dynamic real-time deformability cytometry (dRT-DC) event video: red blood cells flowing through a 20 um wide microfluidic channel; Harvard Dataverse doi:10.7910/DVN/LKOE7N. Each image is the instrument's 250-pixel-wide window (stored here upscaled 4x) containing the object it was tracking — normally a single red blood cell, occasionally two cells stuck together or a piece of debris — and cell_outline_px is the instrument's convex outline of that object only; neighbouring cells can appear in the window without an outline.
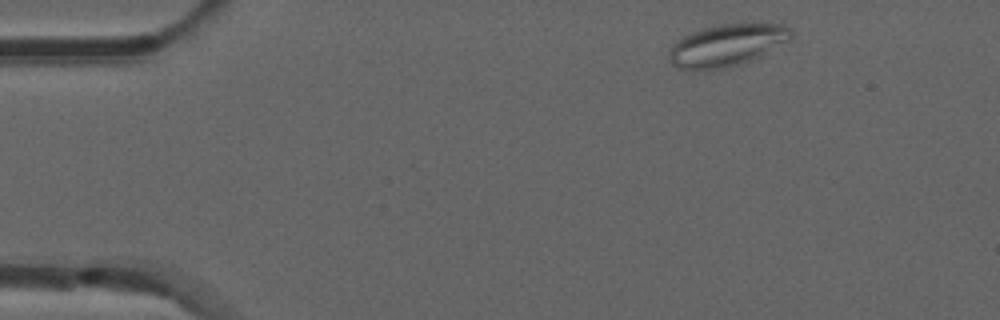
{"species": "common noctule bat (a hibernating species)", "species_latin": "Nyctalus noctula", "temperature_condition": "room temperature", "stored_images_in_passage": 47, "camera_frame_rate_fps": 3000, "um_per_image_px": 0.085, "animal": {"sex": "male", "forearm_length_mm": 52.5}, "frame": {"image": 1, "passage_image": 1, "time_ms": 0.0, "image_size_px": [1000, 320], "cell_outline_px": [[792, 40], [752, 60], [740, 64], [724, 68], [692, 72], [676, 68], [668, 60], [668, 52], [672, 44], [676, 40], [692, 32], [704, 28], [720, 24], [784, 24], [792, 28]], "centroid_in_image_um": [61.76, 3.87], "position_along_channel_um": 23.2, "area_um2": 30.46}}
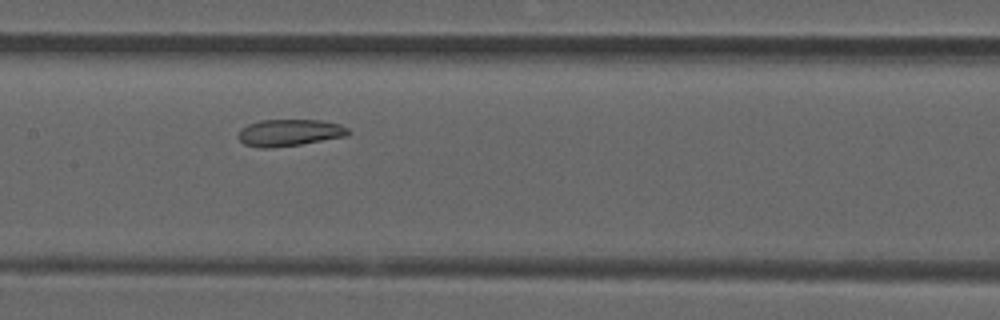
{"frame": {"image": 2, "passage_image": 20, "time_ms": 6.333, "image_size_px": [1000, 320], "cell_outline_px": [[352, 132], [348, 136], [300, 144], [272, 148], [260, 148], [244, 144], [236, 136], [240, 128], [248, 124], [260, 120], [324, 120], [340, 124], [348, 128]], "centroid_in_image_um": [24.61, 11.27], "position_along_channel_um": 182.8, "area_um2": 17.46}}
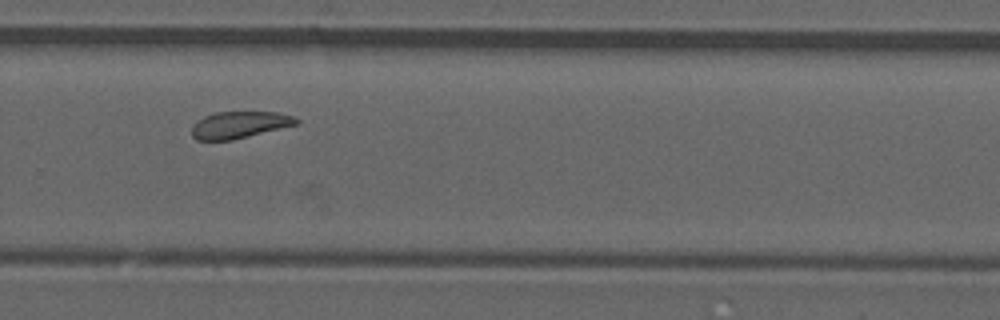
{"frame": {"image": 3, "passage_image": 30, "time_ms": 9.667, "image_size_px": [1000, 320], "cell_outline_px": [[300, 124], [232, 140], [196, 140], [192, 136], [192, 124], [196, 120], [204, 116], [216, 112], [280, 112], [292, 116], [300, 120]], "centroid_in_image_um": [20.36, 10.61], "position_along_channel_um": 309.4, "area_um2": 16.53}, "authors_computed_cell_mechanics": {"area_um2": 17.6868, "velocity_mm_per_s": 3.8049, "shape_relaxation_time_tau1_ms": null, "shape_relaxation_time_tau2_ms": 4.9273, "deformation_change_tau1": null, "deformation_change_tau2": 0.1191}}